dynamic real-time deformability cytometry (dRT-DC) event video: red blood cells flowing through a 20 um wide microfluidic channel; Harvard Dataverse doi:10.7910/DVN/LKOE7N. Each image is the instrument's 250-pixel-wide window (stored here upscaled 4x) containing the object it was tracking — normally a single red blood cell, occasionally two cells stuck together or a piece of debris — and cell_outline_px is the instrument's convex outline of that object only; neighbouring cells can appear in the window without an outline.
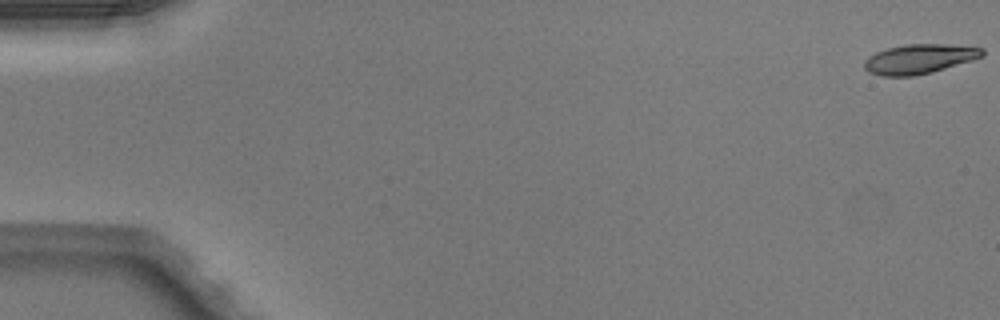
{"species": "Egyptian fruit bat (a non-hibernating species)", "species_latin": "Rousettus aegyptiacus", "temperature_condition": "warm", "stored_images_in_passage": 17, "camera_frame_rate_fps": 3000, "um_per_image_px": 0.085, "animal": {"sex": "male"}, "frame": {"image": 1, "passage_image": 1, "time_ms": 0.0, "image_size_px": [1000, 320], "cell_outline_px": [[984, 56], [972, 60], [932, 72], [912, 76], [880, 76], [868, 72], [864, 68], [864, 60], [868, 56], [876, 52], [888, 48], [908, 44], [948, 44], [984, 48]], "centroid_in_image_um": [78.13, 5.01], "position_along_channel_um": 6.9, "area_um2": 20.35}}
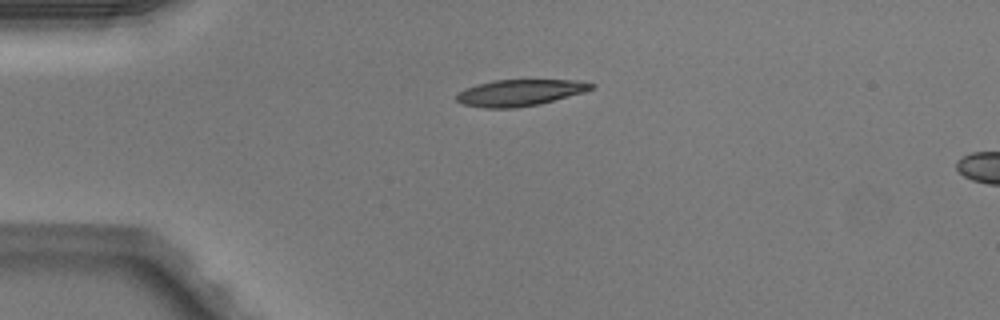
{"frame": {"image": 2, "passage_image": 13, "time_ms": 4.0, "image_size_px": [1000, 320], "cell_outline_px": [[596, 88], [584, 92], [540, 104], [512, 108], [484, 108], [464, 104], [456, 100], [456, 92], [464, 88], [476, 84], [492, 80], [584, 80], [596, 84]], "centroid_in_image_um": [44.21, 7.86], "position_along_channel_um": 40.8, "area_um2": 21.04}}